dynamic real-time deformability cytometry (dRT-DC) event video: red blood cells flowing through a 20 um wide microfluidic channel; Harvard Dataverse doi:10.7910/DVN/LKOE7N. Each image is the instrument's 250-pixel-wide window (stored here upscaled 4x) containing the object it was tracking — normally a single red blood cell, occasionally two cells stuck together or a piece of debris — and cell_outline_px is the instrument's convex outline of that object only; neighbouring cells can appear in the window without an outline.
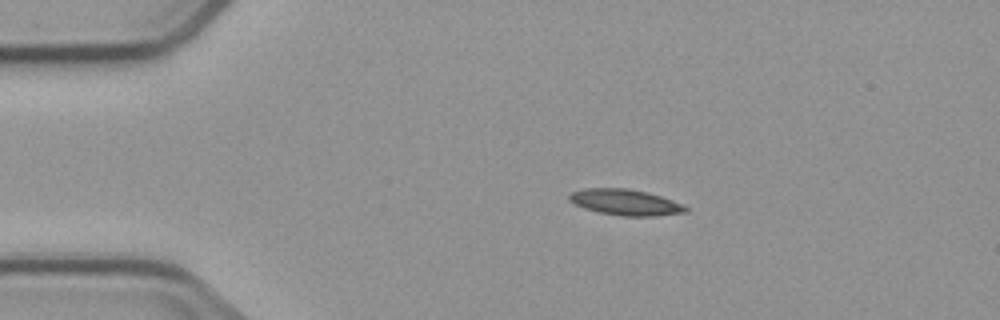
{"species": "common noctule bat (a hibernating species)", "species_latin": "Nyctalus noctula", "temperature_condition": "cold", "stored_images_in_passage": 4, "camera_frame_rate_fps": 3000, "um_per_image_px": 0.085, "animal": {"sex": "male", "body_mass_g": 23.1, "forearm_length_mm": 52.7}, "frame": {"image": 1, "passage_image": 2, "time_ms": 1.0, "image_size_px": [1000, 320], "cell_outline_px": [[688, 212], [652, 216], [624, 216], [600, 212], [584, 208], [568, 200], [568, 196], [572, 192], [584, 188], [628, 188], [648, 192], [672, 200], [688, 208]], "centroid_in_image_um": [53.14, 17.18], "position_along_channel_um": 31.9, "area_um2": 17.46}}
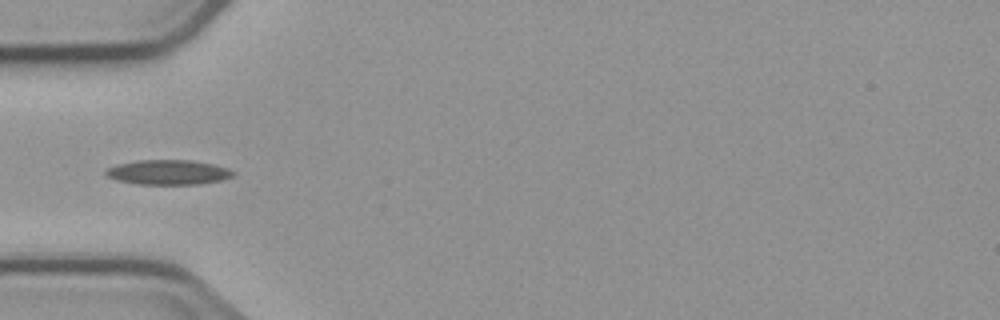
{"frame": {"image": 2, "passage_image": 4, "time_ms": 3.333, "image_size_px": [1000, 320], "cell_outline_px": [[236, 172], [232, 176], [220, 180], [200, 184], [136, 184], [116, 180], [104, 176], [104, 172], [108, 168], [116, 164], [140, 160], [192, 160], [212, 164], [228, 168]], "centroid_in_image_um": [14.26, 14.64], "position_along_channel_um": 70.7, "area_um2": 18.44}}